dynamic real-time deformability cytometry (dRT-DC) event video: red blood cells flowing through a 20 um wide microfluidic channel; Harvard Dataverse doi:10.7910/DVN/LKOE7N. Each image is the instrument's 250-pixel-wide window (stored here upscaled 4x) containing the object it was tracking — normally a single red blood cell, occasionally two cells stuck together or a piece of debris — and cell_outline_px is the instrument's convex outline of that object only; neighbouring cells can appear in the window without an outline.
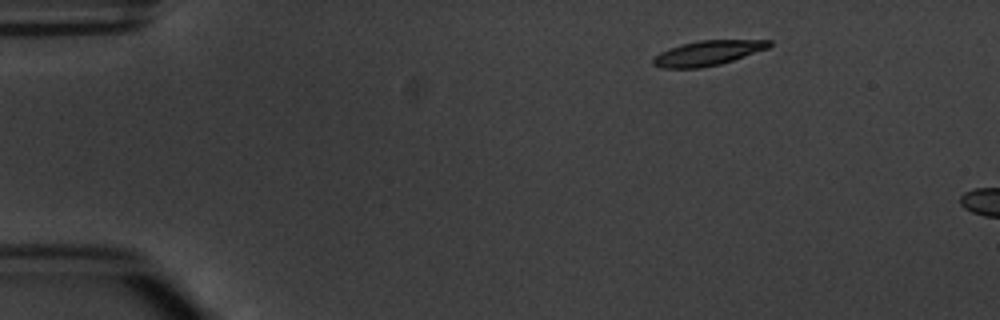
{"species": "common noctule bat (a hibernating species)", "species_latin": "Nyctalus noctula", "temperature_condition": "warm", "stored_images_in_passage": 2, "camera_frame_rate_fps": 3000, "um_per_image_px": 0.085, "animal": {"sex": "male", "body_mass_g": 20.1, "forearm_length_mm": 53.5}, "frame": {"image": 1, "passage_image": 1, "time_ms": 0.0, "image_size_px": [1000, 320], "cell_outline_px": [[772, 44], [768, 48], [720, 64], [700, 68], [660, 68], [652, 64], [652, 60], [660, 52], [668, 48], [680, 44], [700, 40], [772, 40]], "centroid_in_image_um": [60.12, 4.51], "position_along_channel_um": 24.9, "area_um2": 16.76}}